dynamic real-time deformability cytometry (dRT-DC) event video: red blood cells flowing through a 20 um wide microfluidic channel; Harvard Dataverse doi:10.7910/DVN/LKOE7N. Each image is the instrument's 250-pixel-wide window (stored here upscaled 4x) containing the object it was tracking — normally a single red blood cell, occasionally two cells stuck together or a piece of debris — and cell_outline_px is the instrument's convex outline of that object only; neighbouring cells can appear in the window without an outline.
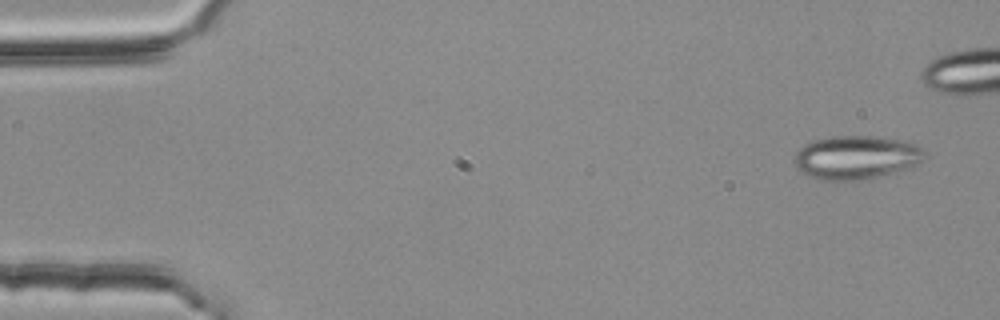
{"species": "common noctule bat (a hibernating species)", "species_latin": "Nyctalus noctula", "temperature_condition": "room temperature", "stored_images_in_passage": 53, "camera_frame_rate_fps": 3000, "um_per_image_px": 0.085, "animal": {"sex": "female", "body_mass_g": 25.1}, "frame": {"image": 1, "passage_image": 1, "time_ms": 0.0, "image_size_px": [1000, 320], "cell_outline_px": [[928, 152], [924, 160], [908, 168], [868, 180], [820, 180], [808, 176], [796, 168], [792, 160], [796, 152], [804, 144], [812, 140], [832, 136], [872, 136], [904, 140], [916, 144]], "centroid_in_image_um": [72.78, 13.38], "position_along_channel_um": 12.2, "area_um2": 33.7}}
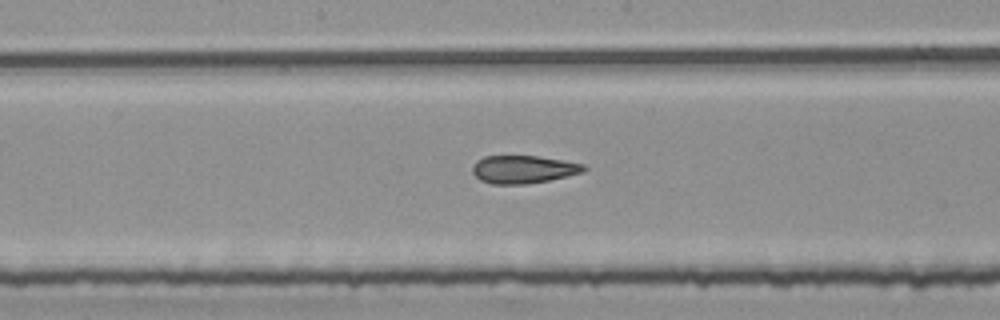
{"frame": {"image": 2, "passage_image": 26, "time_ms": 8.333, "image_size_px": [1000, 320], "cell_outline_px": [[588, 168], [584, 172], [548, 180], [528, 184], [492, 184], [480, 180], [472, 172], [472, 168], [476, 160], [484, 156], [536, 156], [584, 164]], "centroid_in_image_um": [44.47, 14.4], "position_along_channel_um": 203.7, "area_um2": 18.03}}
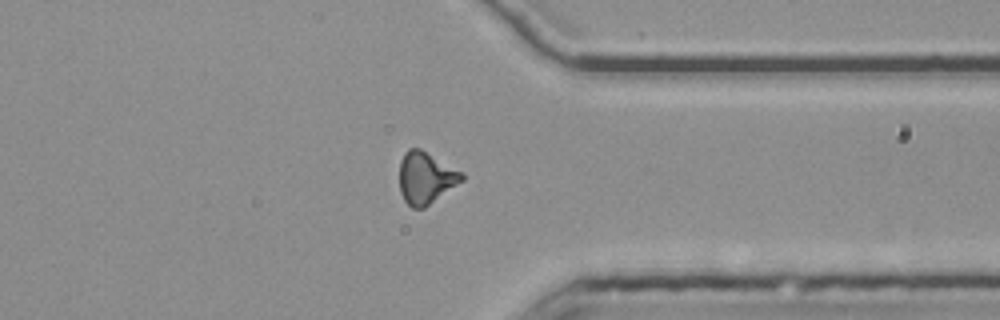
{"frame": {"image": 3, "passage_image": 40, "time_ms": 13.0, "image_size_px": [1000, 320], "cell_outline_px": [[464, 180], [424, 208], [412, 208], [404, 200], [400, 192], [400, 160], [404, 152], [408, 148], [420, 148], [464, 172]], "centroid_in_image_um": [36.2, 15.1], "position_along_channel_um": 375.2, "area_um2": 19.02}, "authors_computed_cell_mechanics": {"area_um2": 18.496, "velocity_mm_per_s": 3.7921, "shape_relaxation_time_tau1_ms": null, "shape_relaxation_time_tau2_ms": 2.1652, "deformation_change_tau1": null, "deformation_change_tau2": 0.0942}}